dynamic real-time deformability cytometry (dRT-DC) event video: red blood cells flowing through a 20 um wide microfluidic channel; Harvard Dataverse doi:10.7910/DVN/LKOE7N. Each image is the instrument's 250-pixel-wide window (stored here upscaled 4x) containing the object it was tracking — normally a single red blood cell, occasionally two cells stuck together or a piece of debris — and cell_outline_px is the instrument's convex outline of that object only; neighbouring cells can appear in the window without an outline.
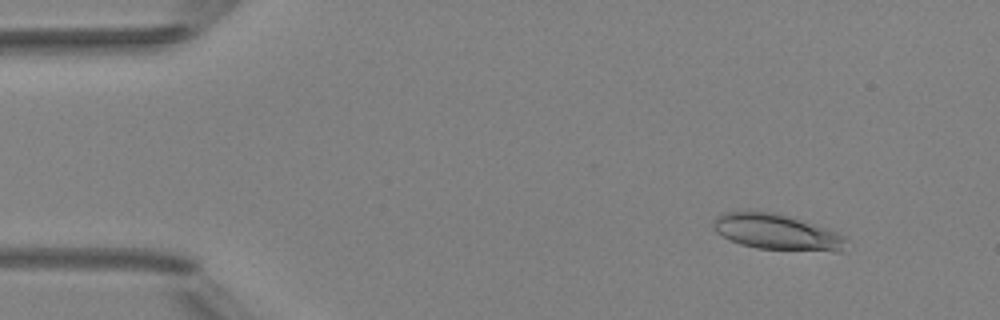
{"species": "Egyptian fruit bat (a non-hibernating species)", "species_latin": "Rousettus aegyptiacus", "temperature_condition": "room temperature", "stored_images_in_passage": 5, "camera_frame_rate_fps": 3000, "um_per_image_px": 0.085, "animal": {"sex": "female"}, "frame": {"image": 1, "passage_image": 2, "time_ms": 1.0, "image_size_px": [1000, 320], "cell_outline_px": [[848, 240], [840, 252], [832, 252], [756, 248], [740, 244], [728, 240], [716, 232], [712, 224], [712, 220], [716, 216], [724, 212], [748, 208], [776, 212], [836, 232], [844, 236]], "centroid_in_image_um": [65.94, 19.69], "position_along_channel_um": 19.1, "area_um2": 28.32}}
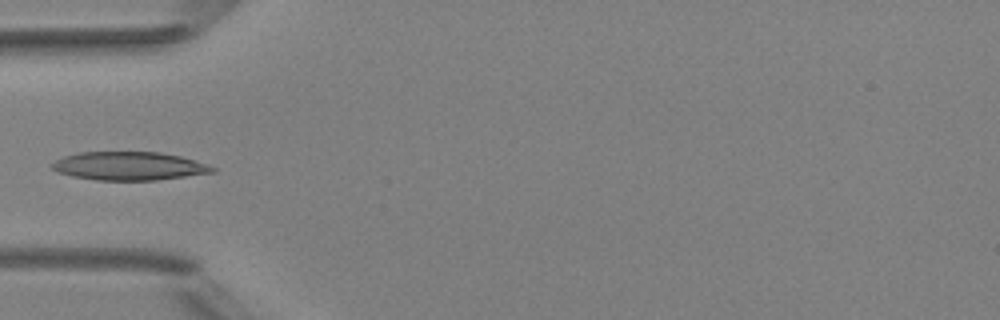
{"frame": {"image": 2, "passage_image": 5, "time_ms": 4.667, "image_size_px": [1000, 320], "cell_outline_px": [[216, 172], [156, 180], [96, 180], [72, 176], [56, 172], [52, 168], [52, 164], [56, 160], [64, 156], [80, 152], [160, 152], [180, 156], [208, 164], [216, 168]], "centroid_in_image_um": [10.98, 14.11], "position_along_channel_um": 74.0, "area_um2": 26.53}}